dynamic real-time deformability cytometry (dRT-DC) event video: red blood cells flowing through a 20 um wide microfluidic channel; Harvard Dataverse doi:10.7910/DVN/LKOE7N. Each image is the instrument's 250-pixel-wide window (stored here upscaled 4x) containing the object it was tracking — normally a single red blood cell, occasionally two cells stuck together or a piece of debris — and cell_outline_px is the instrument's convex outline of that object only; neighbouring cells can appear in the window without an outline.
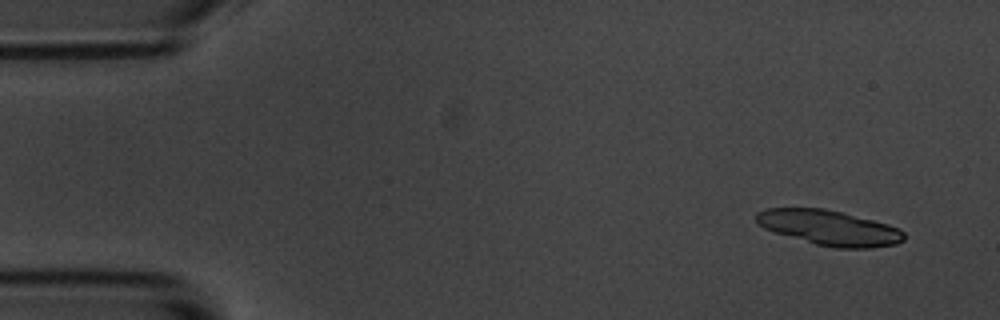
{"species": "common noctule bat (a hibernating species)", "species_latin": "Nyctalus noctula", "temperature_condition": "room temperature", "stored_images_in_passage": 4, "camera_frame_rate_fps": 3000, "um_per_image_px": 0.085, "animal": {"sex": "male", "body_mass_g": 20.1, "forearm_length_mm": 53.5}, "frame": {"image": 1, "passage_image": 1, "time_ms": 0.0, "image_size_px": [1000, 320], "cell_outline_px": [[904, 240], [896, 244], [872, 248], [836, 248], [816, 244], [776, 232], [764, 228], [756, 224], [756, 212], [764, 208], [824, 208], [888, 224], [900, 228], [904, 232]], "centroid_in_image_um": [70.49, 19.36], "position_along_channel_um": 14.5, "area_um2": 30.06}}